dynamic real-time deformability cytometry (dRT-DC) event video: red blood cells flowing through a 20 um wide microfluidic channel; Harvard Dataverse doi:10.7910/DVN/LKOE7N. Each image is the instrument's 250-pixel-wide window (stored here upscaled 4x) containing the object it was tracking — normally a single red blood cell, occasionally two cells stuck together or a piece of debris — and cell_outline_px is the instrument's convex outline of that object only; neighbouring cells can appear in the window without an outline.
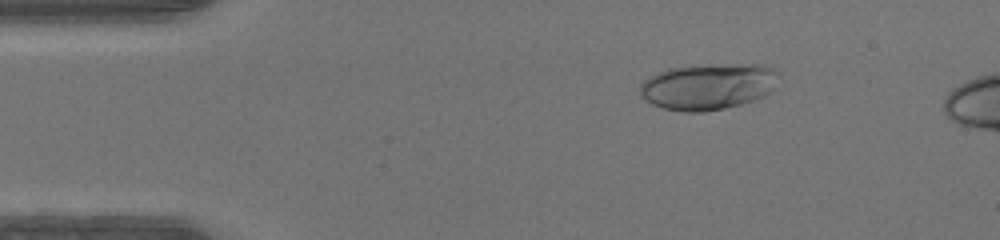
{"species": "human", "species_latin": "Homo sapiens", "temperature_condition": "warm", "stored_images_in_passage": 40, "camera_frame_rate_fps": 3000, "um_per_image_px": 0.085, "donor": {"sex": "male"}, "frame": {"image": 1, "passage_image": 2, "time_ms": 0.333, "image_size_px": [1000, 240], "cell_outline_px": [[780, 72], [772, 92], [764, 96], [740, 104], [724, 108], [704, 112], [684, 112], [664, 108], [652, 104], [644, 100], [640, 96], [640, 84], [648, 76], [668, 68], [692, 64], [764, 64]], "centroid_in_image_um": [60.18, 7.33], "position_along_channel_um": 24.8, "area_um2": 38.03}}
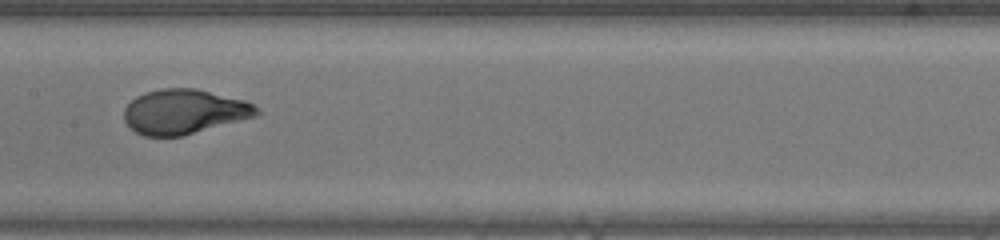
{"frame": {"image": 2, "passage_image": 18, "time_ms": 5.667, "image_size_px": [1000, 240], "cell_outline_px": [[260, 116], [184, 136], [144, 136], [136, 132], [124, 120], [124, 108], [136, 96], [144, 92], [160, 88], [196, 88], [244, 100], [260, 108]], "centroid_in_image_um": [15.7, 9.5], "position_along_channel_um": 191.7, "area_um2": 34.97}}
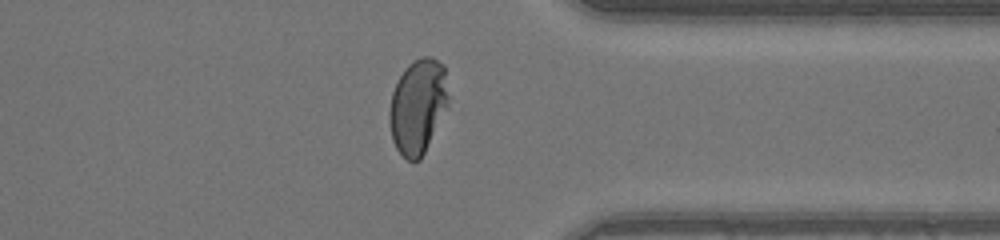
{"frame": {"image": 3, "passage_image": 31, "time_ms": 10.0, "image_size_px": [1000, 240], "cell_outline_px": [[448, 108], [420, 160], [408, 160], [396, 148], [392, 140], [388, 120], [388, 112], [392, 92], [404, 68], [412, 60], [424, 56], [432, 56], [444, 64], [448, 96]], "centroid_in_image_um": [35.52, 9.01], "position_along_channel_um": 375.9, "area_um2": 32.89}}